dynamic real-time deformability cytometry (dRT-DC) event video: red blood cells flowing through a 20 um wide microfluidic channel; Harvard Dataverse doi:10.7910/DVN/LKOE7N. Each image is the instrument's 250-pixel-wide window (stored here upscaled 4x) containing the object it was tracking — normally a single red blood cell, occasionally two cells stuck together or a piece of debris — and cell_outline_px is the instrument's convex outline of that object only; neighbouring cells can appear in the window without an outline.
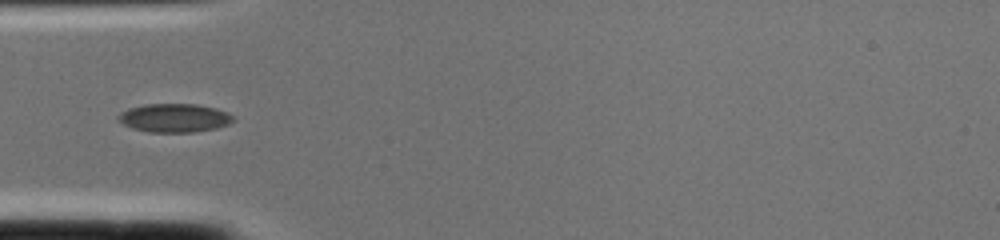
{"species": "common noctule bat (a hibernating species)", "species_latin": "Nyctalus noctula", "temperature_condition": "cold", "stored_images_in_passage": 2, "camera_frame_rate_fps": 3000, "um_per_image_px": 0.085, "animal": {"sex": "female", "body_mass_g": 22.0, "forearm_length_mm": 56.7}, "frame": {"image": 1, "passage_image": 2, "time_ms": 0.333, "image_size_px": [1000, 240], "cell_outline_px": [[236, 120], [228, 124], [216, 128], [192, 132], [148, 132], [132, 128], [116, 120], [116, 116], [120, 112], [128, 108], [144, 104], [196, 104], [216, 108], [228, 112]], "centroid_in_image_um": [14.79, 10.02], "position_along_channel_um": 70.2, "area_um2": 19.31}}